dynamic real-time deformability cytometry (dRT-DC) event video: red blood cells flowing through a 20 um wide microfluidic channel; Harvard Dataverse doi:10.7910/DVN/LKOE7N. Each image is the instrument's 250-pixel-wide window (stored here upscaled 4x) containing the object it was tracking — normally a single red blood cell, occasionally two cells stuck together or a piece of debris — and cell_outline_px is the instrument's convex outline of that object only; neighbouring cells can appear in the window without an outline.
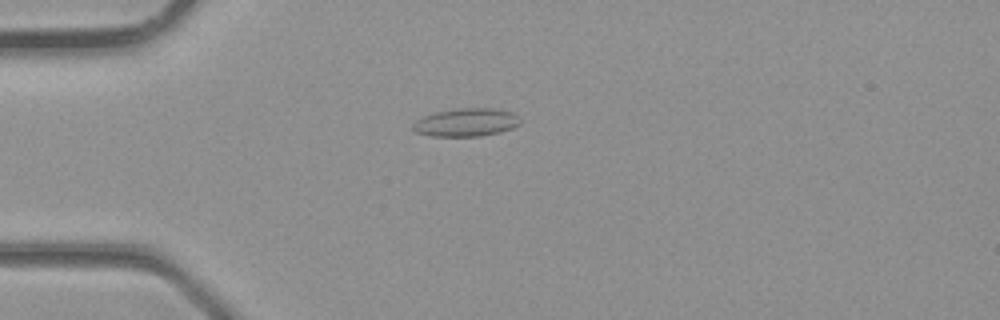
{"species": "common noctule bat (a hibernating species)", "species_latin": "Nyctalus noctula", "temperature_condition": "room temperature", "stored_images_in_passage": 2, "camera_frame_rate_fps": 3000, "um_per_image_px": 0.085, "animal": {"sex": "male", "body_mass_g": 23.1, "forearm_length_mm": 52.7}, "frame": {"image": 1, "passage_image": 2, "time_ms": 0.333, "image_size_px": [1000, 320], "cell_outline_px": [[520, 124], [512, 128], [500, 132], [480, 136], [432, 136], [416, 132], [412, 128], [412, 124], [416, 120], [424, 116], [436, 112], [456, 108], [492, 108], [512, 112], [520, 120]], "centroid_in_image_um": [39.61, 10.4], "position_along_channel_um": 45.4, "area_um2": 17.51}}